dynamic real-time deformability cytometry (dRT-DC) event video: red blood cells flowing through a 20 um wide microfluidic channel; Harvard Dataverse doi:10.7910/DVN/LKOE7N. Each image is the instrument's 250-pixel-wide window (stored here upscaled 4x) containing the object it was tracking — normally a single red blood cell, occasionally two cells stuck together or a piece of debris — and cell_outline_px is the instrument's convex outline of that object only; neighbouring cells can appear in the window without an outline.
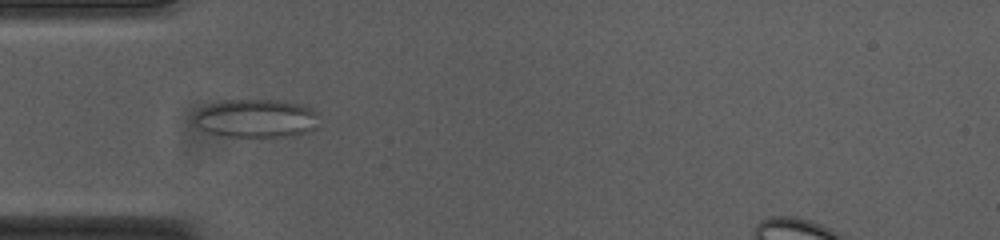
{"species": "common noctule bat (a hibernating species)", "species_latin": "Nyctalus noctula", "temperature_condition": "cold", "stored_images_in_passage": 53, "camera_frame_rate_fps": 3000, "um_per_image_px": 0.085, "animal": {"sex": "female", "body_mass_g": 23.0, "forearm_length_mm": 53.4}, "frame": {"image": 1, "passage_image": 16, "time_ms": 5.0, "image_size_px": [1000, 240], "cell_outline_px": [[320, 128], [296, 136], [228, 136], [208, 132], [200, 128], [196, 124], [196, 116], [200, 108], [224, 100], [280, 100], [300, 104], [312, 108], [316, 112]], "centroid_in_image_um": [21.87, 10.06], "position_along_channel_um": 63.1, "area_um2": 27.92}}
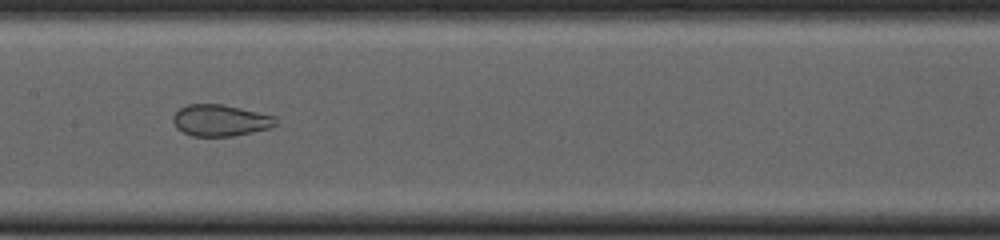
{"frame": {"image": 2, "passage_image": 26, "time_ms": 8.333, "image_size_px": [1000, 240], "cell_outline_px": [[280, 124], [268, 128], [252, 132], [232, 136], [192, 136], [176, 128], [172, 120], [172, 116], [180, 108], [188, 104], [224, 104], [276, 116]], "centroid_in_image_um": [18.75, 10.22], "position_along_channel_um": 188.6, "area_um2": 19.02}}
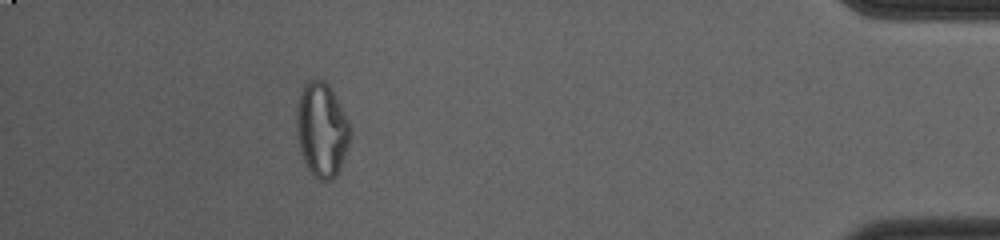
{"frame": {"image": 3, "passage_image": 48, "time_ms": 15.667, "image_size_px": [1000, 240], "cell_outline_px": [[352, 136], [348, 148], [340, 168], [336, 176], [332, 180], [320, 180], [312, 176], [300, 152], [296, 132], [296, 112], [300, 96], [304, 84], [308, 80], [324, 80], [328, 84], [348, 120], [352, 128]], "centroid_in_image_um": [27.36, 11.06], "position_along_channel_um": 407.8, "area_um2": 29.65}, "authors_computed_cell_mechanics": {"area_um2": 27.0504, "velocity_mm_per_s": 3.7608, "shape_relaxation_time_tau1_ms": null, "shape_relaxation_time_tau2_ms": 0.9716, "deformation_change_tau1": null, "deformation_change_tau2": 0.0702}}